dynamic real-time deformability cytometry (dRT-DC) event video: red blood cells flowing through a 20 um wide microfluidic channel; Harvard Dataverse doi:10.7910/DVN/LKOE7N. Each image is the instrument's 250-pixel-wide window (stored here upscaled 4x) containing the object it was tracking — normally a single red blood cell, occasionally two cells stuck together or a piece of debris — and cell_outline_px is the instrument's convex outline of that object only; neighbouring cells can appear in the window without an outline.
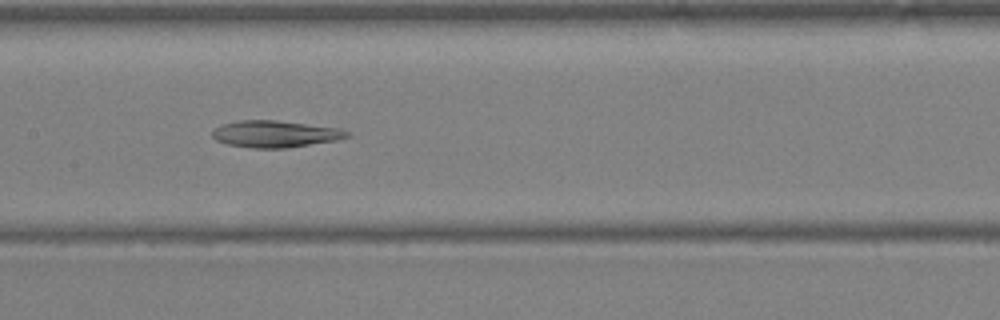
{"species": "Egyptian fruit bat (a non-hibernating species)", "species_latin": "Rousettus aegyptiacus", "temperature_condition": "warm", "stored_images_in_passage": 39, "camera_frame_rate_fps": 3000, "um_per_image_px": 0.085, "animal": {"sex": "female"}, "frame": {"image": 1, "passage_image": 20, "time_ms": 6.333, "image_size_px": [1000, 320], "cell_outline_px": [[352, 136], [336, 140], [288, 148], [252, 148], [228, 144], [216, 140], [212, 136], [212, 132], [220, 124], [236, 120], [276, 120], [340, 128], [352, 132]], "centroid_in_image_um": [23.42, 11.38], "position_along_channel_um": 184.0, "area_um2": 21.21}}
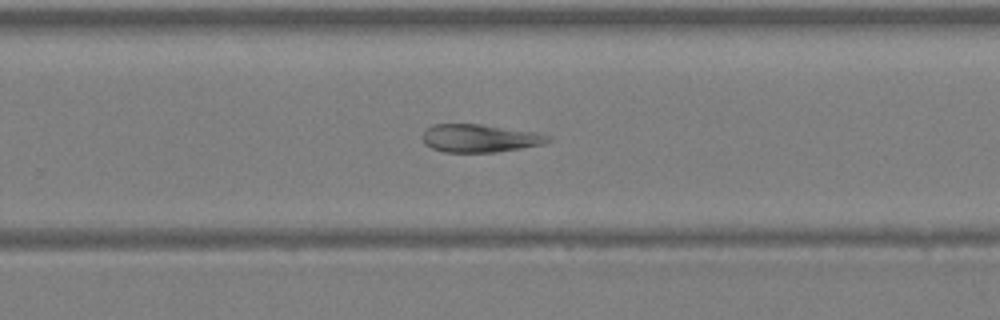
{"frame": {"image": 2, "passage_image": 26, "time_ms": 8.333, "image_size_px": [1000, 320], "cell_outline_px": [[552, 140], [544, 144], [496, 152], [444, 152], [432, 148], [424, 144], [420, 136], [432, 124], [480, 124], [536, 132], [552, 136]], "centroid_in_image_um": [40.78, 11.75], "position_along_channel_um": 289.0, "area_um2": 20.58}}
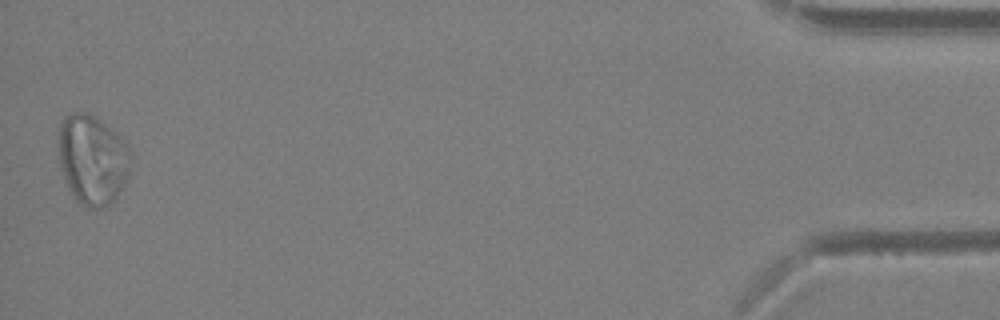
{"frame": {"image": 3, "passage_image": 39, "time_ms": 12.667, "image_size_px": [1000, 320], "cell_outline_px": [[132, 156], [128, 176], [124, 184], [116, 196], [108, 204], [100, 208], [88, 208], [80, 204], [72, 196], [64, 180], [60, 164], [56, 140], [60, 124], [64, 116], [72, 112], [84, 112], [96, 116], [128, 148]], "centroid_in_image_um": [7.79, 13.57], "position_along_channel_um": 427.4, "area_um2": 37.8}}